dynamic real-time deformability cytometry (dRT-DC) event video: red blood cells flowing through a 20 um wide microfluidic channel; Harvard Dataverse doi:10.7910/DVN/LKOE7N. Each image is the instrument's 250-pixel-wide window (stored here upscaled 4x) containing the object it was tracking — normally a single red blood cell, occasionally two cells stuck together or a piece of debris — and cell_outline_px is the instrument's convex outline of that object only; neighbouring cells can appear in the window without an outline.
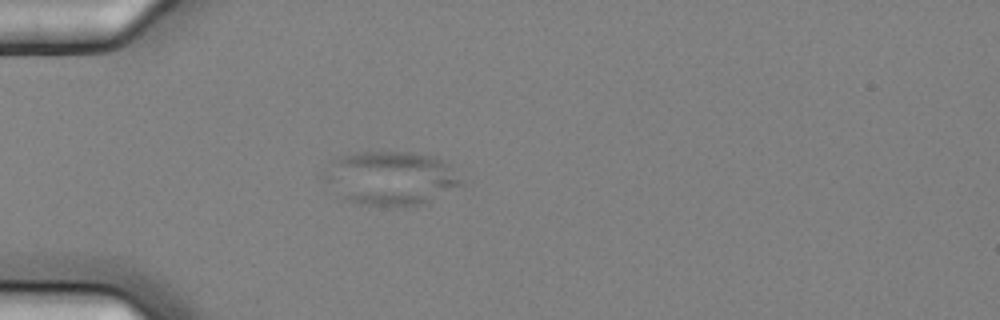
{"species": "common noctule bat (a hibernating species)", "species_latin": "Nyctalus noctula", "temperature_condition": "cold", "stored_images_in_passage": 7, "camera_frame_rate_fps": 3000, "um_per_image_px": 0.085, "animal": {"sex": "female", "body_mass_g": 25.1}, "frame": {"image": 1, "passage_image": 6, "time_ms": 1.667, "image_size_px": [1000, 320], "cell_outline_px": [[464, 184], [420, 204], [392, 208], [360, 204], [344, 196], [324, 176], [336, 160], [340, 156], [360, 152], [408, 152], [436, 156], [444, 160], [448, 164]], "centroid_in_image_um": [33.31, 15.14], "position_along_channel_um": 51.7, "area_um2": 41.79}}